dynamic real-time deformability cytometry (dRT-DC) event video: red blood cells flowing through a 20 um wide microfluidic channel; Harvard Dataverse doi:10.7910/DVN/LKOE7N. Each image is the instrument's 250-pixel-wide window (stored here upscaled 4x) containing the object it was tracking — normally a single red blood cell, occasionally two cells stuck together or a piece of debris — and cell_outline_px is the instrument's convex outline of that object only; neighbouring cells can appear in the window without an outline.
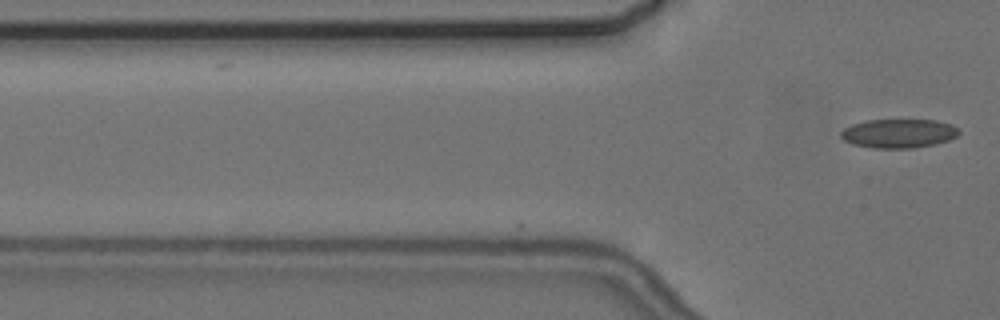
{"species": "common noctule bat (a hibernating species)", "species_latin": "Nyctalus noctula", "temperature_condition": "cold", "stored_images_in_passage": 4, "camera_frame_rate_fps": 3000, "um_per_image_px": 0.085, "animal": {"sex": "female", "body_mass_g": 24.6, "forearm_length_mm": 56.2}, "frame": {"image": 1, "passage_image": 4, "time_ms": 3.333, "image_size_px": [1000, 320], "cell_outline_px": [[960, 132], [956, 136], [948, 140], [936, 144], [912, 148], [872, 148], [852, 144], [844, 140], [840, 136], [840, 132], [844, 128], [852, 124], [868, 120], [936, 120], [952, 124], [960, 128]], "centroid_in_image_um": [76.4, 11.34], "position_along_channel_um": 49.4, "area_um2": 20.06}}